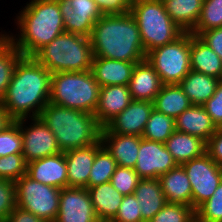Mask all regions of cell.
Listing matches in <instances>:
<instances>
[{"instance_id": "obj_27", "label": "cell", "mask_w": 222, "mask_h": 222, "mask_svg": "<svg viewBox=\"0 0 222 222\" xmlns=\"http://www.w3.org/2000/svg\"><path fill=\"white\" fill-rule=\"evenodd\" d=\"M88 192L98 220L110 222L117 214L124 195L111 182L89 187Z\"/></svg>"}, {"instance_id": "obj_29", "label": "cell", "mask_w": 222, "mask_h": 222, "mask_svg": "<svg viewBox=\"0 0 222 222\" xmlns=\"http://www.w3.org/2000/svg\"><path fill=\"white\" fill-rule=\"evenodd\" d=\"M192 106L189 98L179 84L163 85L153 100V108L158 112L176 119L183 111Z\"/></svg>"}, {"instance_id": "obj_23", "label": "cell", "mask_w": 222, "mask_h": 222, "mask_svg": "<svg viewBox=\"0 0 222 222\" xmlns=\"http://www.w3.org/2000/svg\"><path fill=\"white\" fill-rule=\"evenodd\" d=\"M168 204L192 206V189L188 176L181 165L159 177Z\"/></svg>"}, {"instance_id": "obj_36", "label": "cell", "mask_w": 222, "mask_h": 222, "mask_svg": "<svg viewBox=\"0 0 222 222\" xmlns=\"http://www.w3.org/2000/svg\"><path fill=\"white\" fill-rule=\"evenodd\" d=\"M197 222H222V181L207 201L196 210Z\"/></svg>"}, {"instance_id": "obj_2", "label": "cell", "mask_w": 222, "mask_h": 222, "mask_svg": "<svg viewBox=\"0 0 222 222\" xmlns=\"http://www.w3.org/2000/svg\"><path fill=\"white\" fill-rule=\"evenodd\" d=\"M94 57L141 62L146 53L138 25L130 14H103L90 35Z\"/></svg>"}, {"instance_id": "obj_17", "label": "cell", "mask_w": 222, "mask_h": 222, "mask_svg": "<svg viewBox=\"0 0 222 222\" xmlns=\"http://www.w3.org/2000/svg\"><path fill=\"white\" fill-rule=\"evenodd\" d=\"M101 145L100 140L98 143L64 152L67 164L68 187L87 188L96 150Z\"/></svg>"}, {"instance_id": "obj_48", "label": "cell", "mask_w": 222, "mask_h": 222, "mask_svg": "<svg viewBox=\"0 0 222 222\" xmlns=\"http://www.w3.org/2000/svg\"><path fill=\"white\" fill-rule=\"evenodd\" d=\"M0 222H8L7 219H0Z\"/></svg>"}, {"instance_id": "obj_13", "label": "cell", "mask_w": 222, "mask_h": 222, "mask_svg": "<svg viewBox=\"0 0 222 222\" xmlns=\"http://www.w3.org/2000/svg\"><path fill=\"white\" fill-rule=\"evenodd\" d=\"M137 155L134 171L140 179H159L161 175L177 166L172 154L160 142L142 138Z\"/></svg>"}, {"instance_id": "obj_28", "label": "cell", "mask_w": 222, "mask_h": 222, "mask_svg": "<svg viewBox=\"0 0 222 222\" xmlns=\"http://www.w3.org/2000/svg\"><path fill=\"white\" fill-rule=\"evenodd\" d=\"M220 79L191 70L179 83L192 105H203L215 93Z\"/></svg>"}, {"instance_id": "obj_1", "label": "cell", "mask_w": 222, "mask_h": 222, "mask_svg": "<svg viewBox=\"0 0 222 222\" xmlns=\"http://www.w3.org/2000/svg\"><path fill=\"white\" fill-rule=\"evenodd\" d=\"M51 75L33 57L18 61L1 102L14 120L39 117L50 101Z\"/></svg>"}, {"instance_id": "obj_42", "label": "cell", "mask_w": 222, "mask_h": 222, "mask_svg": "<svg viewBox=\"0 0 222 222\" xmlns=\"http://www.w3.org/2000/svg\"><path fill=\"white\" fill-rule=\"evenodd\" d=\"M203 107L216 127H222V80L219 81L215 93L203 104Z\"/></svg>"}, {"instance_id": "obj_3", "label": "cell", "mask_w": 222, "mask_h": 222, "mask_svg": "<svg viewBox=\"0 0 222 222\" xmlns=\"http://www.w3.org/2000/svg\"><path fill=\"white\" fill-rule=\"evenodd\" d=\"M16 21V30H20V33L13 35L5 30L2 33L23 57H32L44 45L65 32L58 0H31L19 11Z\"/></svg>"}, {"instance_id": "obj_10", "label": "cell", "mask_w": 222, "mask_h": 222, "mask_svg": "<svg viewBox=\"0 0 222 222\" xmlns=\"http://www.w3.org/2000/svg\"><path fill=\"white\" fill-rule=\"evenodd\" d=\"M181 166L184 168L192 189V207L196 210L212 197L222 181V167L207 154L191 159Z\"/></svg>"}, {"instance_id": "obj_30", "label": "cell", "mask_w": 222, "mask_h": 222, "mask_svg": "<svg viewBox=\"0 0 222 222\" xmlns=\"http://www.w3.org/2000/svg\"><path fill=\"white\" fill-rule=\"evenodd\" d=\"M166 12L184 32H191L200 19L203 0H165Z\"/></svg>"}, {"instance_id": "obj_14", "label": "cell", "mask_w": 222, "mask_h": 222, "mask_svg": "<svg viewBox=\"0 0 222 222\" xmlns=\"http://www.w3.org/2000/svg\"><path fill=\"white\" fill-rule=\"evenodd\" d=\"M55 222H100L87 188L61 189L59 212Z\"/></svg>"}, {"instance_id": "obj_5", "label": "cell", "mask_w": 222, "mask_h": 222, "mask_svg": "<svg viewBox=\"0 0 222 222\" xmlns=\"http://www.w3.org/2000/svg\"><path fill=\"white\" fill-rule=\"evenodd\" d=\"M32 57L52 74L91 70L94 56L89 37L63 32Z\"/></svg>"}, {"instance_id": "obj_31", "label": "cell", "mask_w": 222, "mask_h": 222, "mask_svg": "<svg viewBox=\"0 0 222 222\" xmlns=\"http://www.w3.org/2000/svg\"><path fill=\"white\" fill-rule=\"evenodd\" d=\"M22 57V53L0 32V103L7 92L16 64Z\"/></svg>"}, {"instance_id": "obj_21", "label": "cell", "mask_w": 222, "mask_h": 222, "mask_svg": "<svg viewBox=\"0 0 222 222\" xmlns=\"http://www.w3.org/2000/svg\"><path fill=\"white\" fill-rule=\"evenodd\" d=\"M162 86L158 73L146 59L136 63L128 84L133 100L153 102Z\"/></svg>"}, {"instance_id": "obj_39", "label": "cell", "mask_w": 222, "mask_h": 222, "mask_svg": "<svg viewBox=\"0 0 222 222\" xmlns=\"http://www.w3.org/2000/svg\"><path fill=\"white\" fill-rule=\"evenodd\" d=\"M139 180L134 168L117 166L110 182L122 195H131L135 192Z\"/></svg>"}, {"instance_id": "obj_7", "label": "cell", "mask_w": 222, "mask_h": 222, "mask_svg": "<svg viewBox=\"0 0 222 222\" xmlns=\"http://www.w3.org/2000/svg\"><path fill=\"white\" fill-rule=\"evenodd\" d=\"M129 12L138 25L146 54L173 42L184 33L168 15L162 1L134 0Z\"/></svg>"}, {"instance_id": "obj_4", "label": "cell", "mask_w": 222, "mask_h": 222, "mask_svg": "<svg viewBox=\"0 0 222 222\" xmlns=\"http://www.w3.org/2000/svg\"><path fill=\"white\" fill-rule=\"evenodd\" d=\"M39 118L53 132L62 152L86 147L101 140L102 127L94 114L49 102Z\"/></svg>"}, {"instance_id": "obj_11", "label": "cell", "mask_w": 222, "mask_h": 222, "mask_svg": "<svg viewBox=\"0 0 222 222\" xmlns=\"http://www.w3.org/2000/svg\"><path fill=\"white\" fill-rule=\"evenodd\" d=\"M28 119H31L28 126L25 125V122L28 123L27 118L19 119L23 138L22 155L27 163L62 152L55 135L39 117Z\"/></svg>"}, {"instance_id": "obj_44", "label": "cell", "mask_w": 222, "mask_h": 222, "mask_svg": "<svg viewBox=\"0 0 222 222\" xmlns=\"http://www.w3.org/2000/svg\"><path fill=\"white\" fill-rule=\"evenodd\" d=\"M198 37L215 51L222 60V27L203 31Z\"/></svg>"}, {"instance_id": "obj_37", "label": "cell", "mask_w": 222, "mask_h": 222, "mask_svg": "<svg viewBox=\"0 0 222 222\" xmlns=\"http://www.w3.org/2000/svg\"><path fill=\"white\" fill-rule=\"evenodd\" d=\"M23 138L19 127V119L6 129L0 131V157L10 154H22Z\"/></svg>"}, {"instance_id": "obj_46", "label": "cell", "mask_w": 222, "mask_h": 222, "mask_svg": "<svg viewBox=\"0 0 222 222\" xmlns=\"http://www.w3.org/2000/svg\"><path fill=\"white\" fill-rule=\"evenodd\" d=\"M8 222H47L46 220L36 217L31 212L25 211L16 206L6 218Z\"/></svg>"}, {"instance_id": "obj_32", "label": "cell", "mask_w": 222, "mask_h": 222, "mask_svg": "<svg viewBox=\"0 0 222 222\" xmlns=\"http://www.w3.org/2000/svg\"><path fill=\"white\" fill-rule=\"evenodd\" d=\"M175 130V119L153 109L141 137L164 144Z\"/></svg>"}, {"instance_id": "obj_22", "label": "cell", "mask_w": 222, "mask_h": 222, "mask_svg": "<svg viewBox=\"0 0 222 222\" xmlns=\"http://www.w3.org/2000/svg\"><path fill=\"white\" fill-rule=\"evenodd\" d=\"M175 129L208 141L217 127L206 113L203 105H192L175 119Z\"/></svg>"}, {"instance_id": "obj_24", "label": "cell", "mask_w": 222, "mask_h": 222, "mask_svg": "<svg viewBox=\"0 0 222 222\" xmlns=\"http://www.w3.org/2000/svg\"><path fill=\"white\" fill-rule=\"evenodd\" d=\"M191 70L222 80V60L205 42L190 32Z\"/></svg>"}, {"instance_id": "obj_6", "label": "cell", "mask_w": 222, "mask_h": 222, "mask_svg": "<svg viewBox=\"0 0 222 222\" xmlns=\"http://www.w3.org/2000/svg\"><path fill=\"white\" fill-rule=\"evenodd\" d=\"M100 85L91 70L52 73L50 103L94 114L99 102Z\"/></svg>"}, {"instance_id": "obj_18", "label": "cell", "mask_w": 222, "mask_h": 222, "mask_svg": "<svg viewBox=\"0 0 222 222\" xmlns=\"http://www.w3.org/2000/svg\"><path fill=\"white\" fill-rule=\"evenodd\" d=\"M133 101L128 85L100 87L99 102L94 116L104 128Z\"/></svg>"}, {"instance_id": "obj_26", "label": "cell", "mask_w": 222, "mask_h": 222, "mask_svg": "<svg viewBox=\"0 0 222 222\" xmlns=\"http://www.w3.org/2000/svg\"><path fill=\"white\" fill-rule=\"evenodd\" d=\"M164 145L177 165H181L204 155L207 142L200 137L175 130Z\"/></svg>"}, {"instance_id": "obj_47", "label": "cell", "mask_w": 222, "mask_h": 222, "mask_svg": "<svg viewBox=\"0 0 222 222\" xmlns=\"http://www.w3.org/2000/svg\"><path fill=\"white\" fill-rule=\"evenodd\" d=\"M15 120L10 116L7 110L3 107L2 103H0V131L6 129L10 124H12Z\"/></svg>"}, {"instance_id": "obj_12", "label": "cell", "mask_w": 222, "mask_h": 222, "mask_svg": "<svg viewBox=\"0 0 222 222\" xmlns=\"http://www.w3.org/2000/svg\"><path fill=\"white\" fill-rule=\"evenodd\" d=\"M65 32L90 37L96 21L103 16L95 0H58Z\"/></svg>"}, {"instance_id": "obj_41", "label": "cell", "mask_w": 222, "mask_h": 222, "mask_svg": "<svg viewBox=\"0 0 222 222\" xmlns=\"http://www.w3.org/2000/svg\"><path fill=\"white\" fill-rule=\"evenodd\" d=\"M15 207V182L0 180V219H6Z\"/></svg>"}, {"instance_id": "obj_40", "label": "cell", "mask_w": 222, "mask_h": 222, "mask_svg": "<svg viewBox=\"0 0 222 222\" xmlns=\"http://www.w3.org/2000/svg\"><path fill=\"white\" fill-rule=\"evenodd\" d=\"M110 222H144L134 194L124 195L117 214Z\"/></svg>"}, {"instance_id": "obj_25", "label": "cell", "mask_w": 222, "mask_h": 222, "mask_svg": "<svg viewBox=\"0 0 222 222\" xmlns=\"http://www.w3.org/2000/svg\"><path fill=\"white\" fill-rule=\"evenodd\" d=\"M133 194L144 222H149L167 203L159 179H140Z\"/></svg>"}, {"instance_id": "obj_19", "label": "cell", "mask_w": 222, "mask_h": 222, "mask_svg": "<svg viewBox=\"0 0 222 222\" xmlns=\"http://www.w3.org/2000/svg\"><path fill=\"white\" fill-rule=\"evenodd\" d=\"M141 139V136L111 133L105 127L101 130L102 145L122 167L136 166Z\"/></svg>"}, {"instance_id": "obj_38", "label": "cell", "mask_w": 222, "mask_h": 222, "mask_svg": "<svg viewBox=\"0 0 222 222\" xmlns=\"http://www.w3.org/2000/svg\"><path fill=\"white\" fill-rule=\"evenodd\" d=\"M27 173V162L22 154L0 157V179L15 182Z\"/></svg>"}, {"instance_id": "obj_16", "label": "cell", "mask_w": 222, "mask_h": 222, "mask_svg": "<svg viewBox=\"0 0 222 222\" xmlns=\"http://www.w3.org/2000/svg\"><path fill=\"white\" fill-rule=\"evenodd\" d=\"M26 174L33 180L45 185L60 189L68 187L64 152L27 163Z\"/></svg>"}, {"instance_id": "obj_9", "label": "cell", "mask_w": 222, "mask_h": 222, "mask_svg": "<svg viewBox=\"0 0 222 222\" xmlns=\"http://www.w3.org/2000/svg\"><path fill=\"white\" fill-rule=\"evenodd\" d=\"M16 206L47 222H55L59 212L60 188L42 184L27 174L15 181Z\"/></svg>"}, {"instance_id": "obj_20", "label": "cell", "mask_w": 222, "mask_h": 222, "mask_svg": "<svg viewBox=\"0 0 222 222\" xmlns=\"http://www.w3.org/2000/svg\"><path fill=\"white\" fill-rule=\"evenodd\" d=\"M136 63L93 57L91 71L100 87L128 85Z\"/></svg>"}, {"instance_id": "obj_8", "label": "cell", "mask_w": 222, "mask_h": 222, "mask_svg": "<svg viewBox=\"0 0 222 222\" xmlns=\"http://www.w3.org/2000/svg\"><path fill=\"white\" fill-rule=\"evenodd\" d=\"M145 59L158 73L163 85L179 84L191 71L190 32H184L173 42L149 51Z\"/></svg>"}, {"instance_id": "obj_45", "label": "cell", "mask_w": 222, "mask_h": 222, "mask_svg": "<svg viewBox=\"0 0 222 222\" xmlns=\"http://www.w3.org/2000/svg\"><path fill=\"white\" fill-rule=\"evenodd\" d=\"M206 153L222 167V127H218L207 141Z\"/></svg>"}, {"instance_id": "obj_35", "label": "cell", "mask_w": 222, "mask_h": 222, "mask_svg": "<svg viewBox=\"0 0 222 222\" xmlns=\"http://www.w3.org/2000/svg\"><path fill=\"white\" fill-rule=\"evenodd\" d=\"M195 209L190 205L168 204L149 222H195Z\"/></svg>"}, {"instance_id": "obj_34", "label": "cell", "mask_w": 222, "mask_h": 222, "mask_svg": "<svg viewBox=\"0 0 222 222\" xmlns=\"http://www.w3.org/2000/svg\"><path fill=\"white\" fill-rule=\"evenodd\" d=\"M222 27V0H203L200 19L191 31L198 36L201 32Z\"/></svg>"}, {"instance_id": "obj_33", "label": "cell", "mask_w": 222, "mask_h": 222, "mask_svg": "<svg viewBox=\"0 0 222 222\" xmlns=\"http://www.w3.org/2000/svg\"><path fill=\"white\" fill-rule=\"evenodd\" d=\"M117 166L115 159L107 149L101 145L96 150L95 160L89 174L87 189L102 183L110 182Z\"/></svg>"}, {"instance_id": "obj_43", "label": "cell", "mask_w": 222, "mask_h": 222, "mask_svg": "<svg viewBox=\"0 0 222 222\" xmlns=\"http://www.w3.org/2000/svg\"><path fill=\"white\" fill-rule=\"evenodd\" d=\"M103 14H124L129 9L134 0H95Z\"/></svg>"}, {"instance_id": "obj_15", "label": "cell", "mask_w": 222, "mask_h": 222, "mask_svg": "<svg viewBox=\"0 0 222 222\" xmlns=\"http://www.w3.org/2000/svg\"><path fill=\"white\" fill-rule=\"evenodd\" d=\"M153 109L151 101L133 100L105 128L111 133L142 136Z\"/></svg>"}]
</instances>
